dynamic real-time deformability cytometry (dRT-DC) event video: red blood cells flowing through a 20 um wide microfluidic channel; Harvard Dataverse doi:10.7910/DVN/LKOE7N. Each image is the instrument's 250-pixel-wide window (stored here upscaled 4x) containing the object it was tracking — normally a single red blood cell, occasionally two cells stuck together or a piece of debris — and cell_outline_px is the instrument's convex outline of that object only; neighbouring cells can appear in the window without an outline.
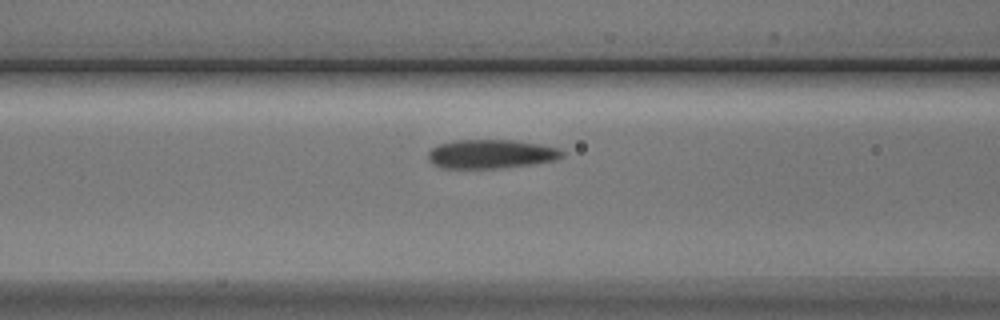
{"species": "Egyptian fruit bat (a non-hibernating species)", "species_latin": "Rousettus aegyptiacus", "temperature_condition": "cold", "stored_images_in_passage": 8, "camera_frame_rate_fps": 3000, "um_per_image_px": 0.085, "animal": {"sex": "male"}, "frame": {"image": 1, "passage_image": 8, "time_ms": 9.0, "image_size_px": [1000, 320], "cell_outline_px": [[564, 156], [556, 160], [532, 164], [500, 168], [440, 168], [432, 164], [428, 156], [428, 152], [432, 148], [440, 144], [456, 140], [516, 140], [540, 144], [560, 148], [564, 152]], "centroid_in_image_um": [41.77, 13.09], "position_along_channel_um": 124.8, "area_um2": 22.72}}